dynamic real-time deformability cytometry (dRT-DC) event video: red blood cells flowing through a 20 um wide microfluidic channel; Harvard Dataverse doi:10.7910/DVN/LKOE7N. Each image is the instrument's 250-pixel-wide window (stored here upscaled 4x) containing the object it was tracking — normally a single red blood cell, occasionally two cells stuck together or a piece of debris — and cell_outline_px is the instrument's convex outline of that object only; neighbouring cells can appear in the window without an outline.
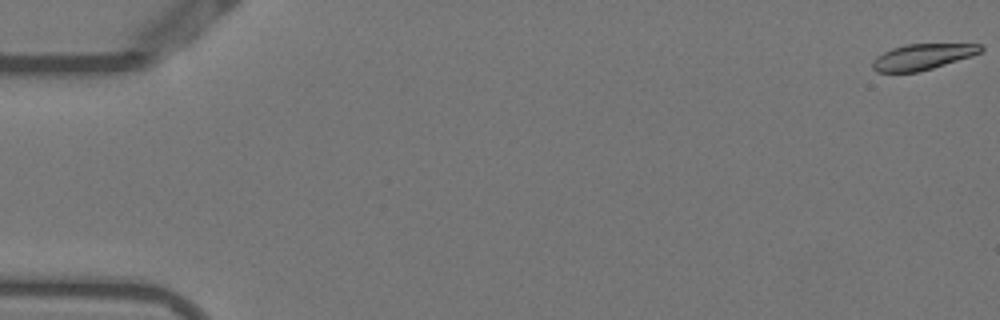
{"species": "Egyptian fruit bat (a non-hibernating species)", "species_latin": "Rousettus aegyptiacus", "temperature_condition": "warm", "stored_images_in_passage": 55, "camera_frame_rate_fps": 3000, "um_per_image_px": 0.085, "animal": {"sex": "female"}, "frame": {"image": 1, "passage_image": 1, "time_ms": 0.0, "image_size_px": [1000, 320], "cell_outline_px": [[984, 48], [980, 52], [972, 56], [932, 68], [916, 72], [876, 72], [872, 68], [872, 60], [876, 56], [892, 48], [908, 44], [980, 44]], "centroid_in_image_um": [78.39, 4.83], "position_along_channel_um": 6.6, "area_um2": 16.18}}
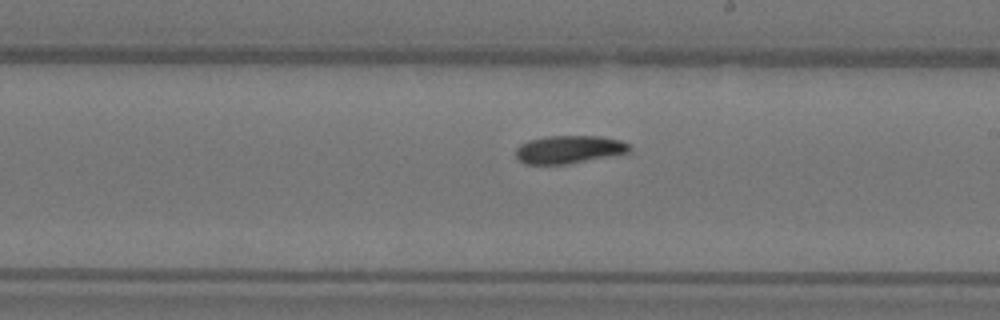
{"frame": {"image": 2, "passage_image": 32, "time_ms": 10.333, "image_size_px": [1000, 320], "cell_outline_px": [[632, 148], [628, 152], [568, 164], [524, 164], [516, 156], [516, 148], [520, 144], [528, 140], [544, 136], [600, 136], [620, 140], [628, 144]], "centroid_in_image_um": [48.33, 12.69], "position_along_channel_um": 240.7, "area_um2": 18.44}}
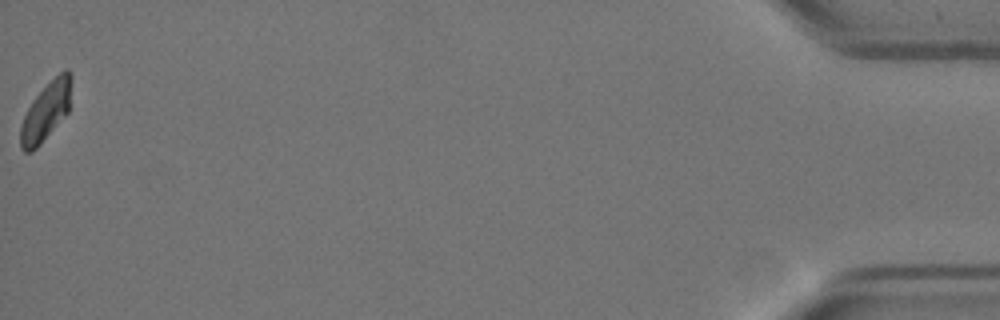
{"frame": {"image": 3, "passage_image": 55, "time_ms": 18.0, "image_size_px": [1000, 320], "cell_outline_px": [[72, 80], [68, 112], [40, 144], [32, 152], [24, 152], [20, 148], [20, 128], [24, 116], [32, 100], [64, 68], [68, 68], [72, 76]], "centroid_in_image_um": [3.91, 9.47], "position_along_channel_um": 431.3, "area_um2": 17.11}, "authors_computed_cell_mechanics": {"area_um2": 18.3226, "velocity_mm_per_s": 3.7687, "shape_relaxation_time_tau1_ms": 3.5775, "shape_relaxation_time_tau2_ms": null, "deformation_change_tau1": 0.1314, "deformation_change_tau2": null}}